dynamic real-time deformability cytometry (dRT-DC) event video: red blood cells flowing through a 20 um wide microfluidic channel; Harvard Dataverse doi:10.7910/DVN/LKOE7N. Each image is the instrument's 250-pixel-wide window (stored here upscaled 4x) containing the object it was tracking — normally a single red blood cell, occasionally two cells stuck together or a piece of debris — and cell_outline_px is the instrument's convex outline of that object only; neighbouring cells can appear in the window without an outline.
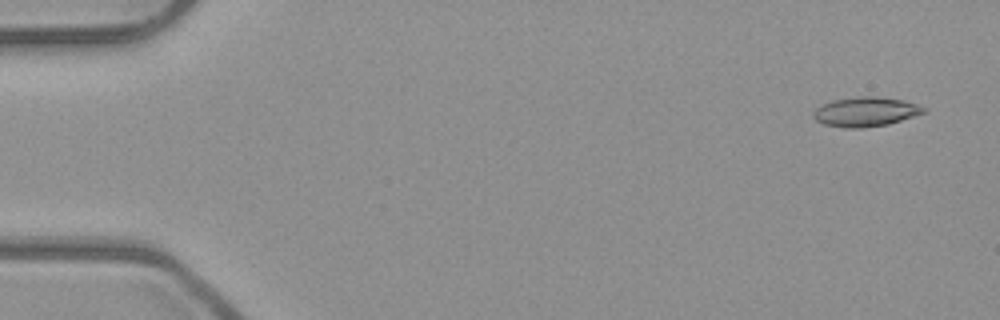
{"species": "common noctule bat (a hibernating species)", "species_latin": "Nyctalus noctula", "temperature_condition": "room temperature", "stored_images_in_passage": 7, "camera_frame_rate_fps": 3000, "um_per_image_px": 0.085, "animal": {"sex": "male", "body_mass_g": 23.1, "forearm_length_mm": 52.7}, "frame": {"image": 1, "passage_image": 1, "time_ms": 0.0, "image_size_px": [1000, 320], "cell_outline_px": [[928, 112], [888, 124], [860, 128], [848, 128], [824, 124], [816, 120], [812, 116], [812, 112], [816, 108], [832, 100], [856, 96], [876, 96], [904, 100], [928, 108]], "centroid_in_image_um": [73.6, 9.49], "position_along_channel_um": 11.4, "area_um2": 19.07}}
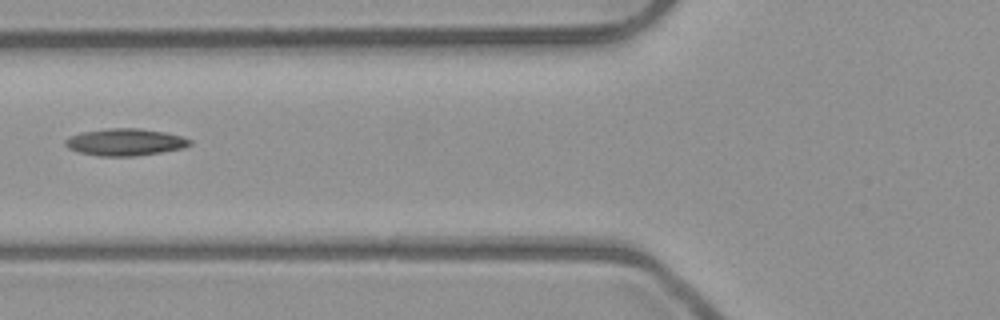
{"frame": {"image": 2, "passage_image": 6, "time_ms": 1.667, "image_size_px": [1000, 320], "cell_outline_px": [[192, 144], [184, 148], [160, 152], [132, 156], [100, 156], [76, 152], [68, 148], [64, 144], [64, 140], [80, 132], [108, 128], [140, 128], [164, 132], [180, 136], [192, 140]], "centroid_in_image_um": [10.62, 12.08], "position_along_channel_um": 115.2, "area_um2": 19.65}}
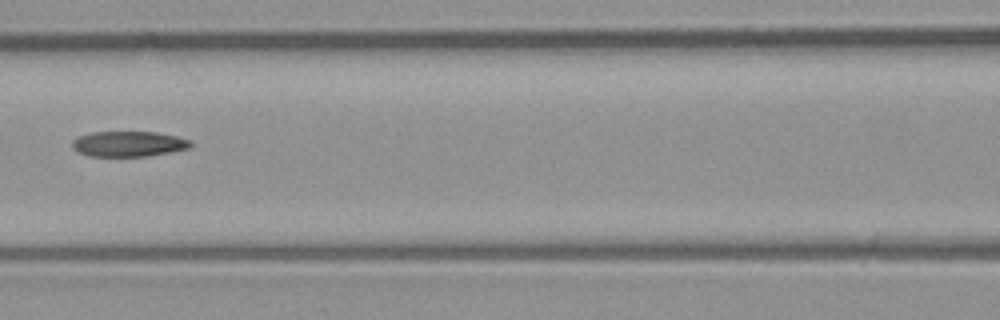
{"frame": {"image": 3, "passage_image": 7, "time_ms": 2.0, "image_size_px": [1000, 320], "cell_outline_px": [[192, 148], [148, 156], [88, 156], [76, 152], [72, 148], [72, 140], [80, 136], [92, 132], [156, 132], [176, 136], [192, 140]], "centroid_in_image_um": [10.94, 12.23], "position_along_channel_um": 155.7, "area_um2": 17.69}}